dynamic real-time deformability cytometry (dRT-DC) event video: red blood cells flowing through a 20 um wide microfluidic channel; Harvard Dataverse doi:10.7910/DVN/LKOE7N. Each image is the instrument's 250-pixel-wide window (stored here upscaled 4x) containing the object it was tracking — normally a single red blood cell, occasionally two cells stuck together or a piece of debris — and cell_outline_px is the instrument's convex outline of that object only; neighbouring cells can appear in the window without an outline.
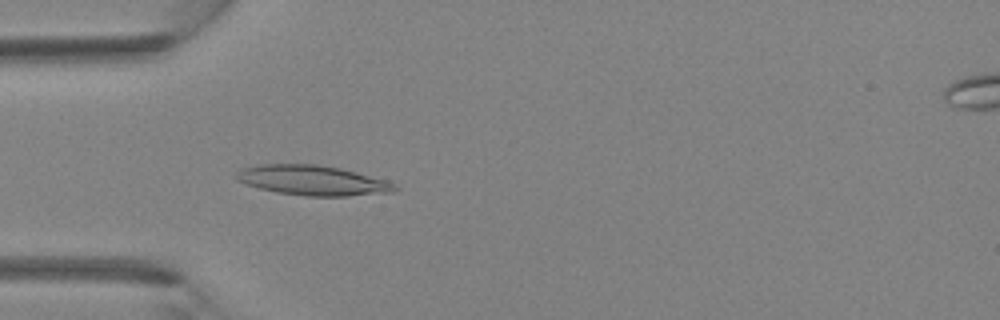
{"species": "Egyptian fruit bat (a non-hibernating species)", "species_latin": "Rousettus aegyptiacus", "temperature_condition": "room temperature", "stored_images_in_passage": 40, "camera_frame_rate_fps": 3000, "um_per_image_px": 0.085, "animal": {"sex": "female"}, "frame": {"image": 1, "passage_image": 12, "time_ms": 3.667, "image_size_px": [1000, 320], "cell_outline_px": [[400, 188], [396, 192], [348, 196], [308, 196], [276, 192], [244, 184], [236, 180], [236, 172], [240, 168], [260, 164], [316, 164], [340, 168], [388, 180], [396, 184]], "centroid_in_image_um": [26.6, 15.33], "position_along_channel_um": 58.4, "area_um2": 27.98}}
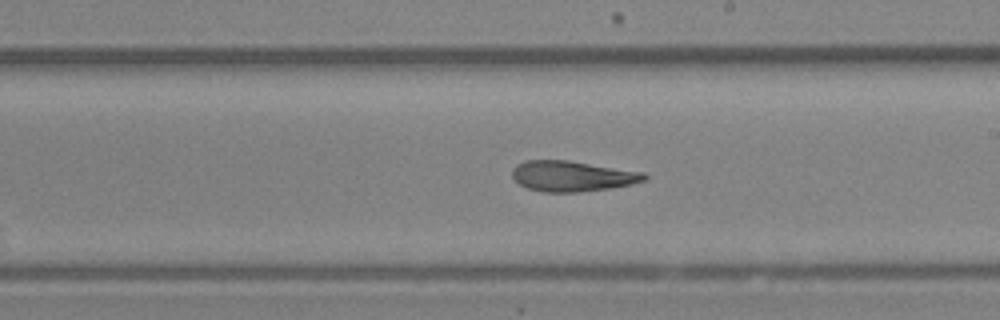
{"frame": {"image": 2, "passage_image": 23, "time_ms": 7.333, "image_size_px": [1000, 320], "cell_outline_px": [[648, 180], [632, 184], [612, 188], [580, 192], [544, 192], [528, 188], [520, 184], [512, 176], [512, 168], [516, 164], [524, 160], [568, 160], [644, 172], [648, 176]], "centroid_in_image_um": [48.66, 14.97], "position_along_channel_um": 240.3, "area_um2": 23.7}}
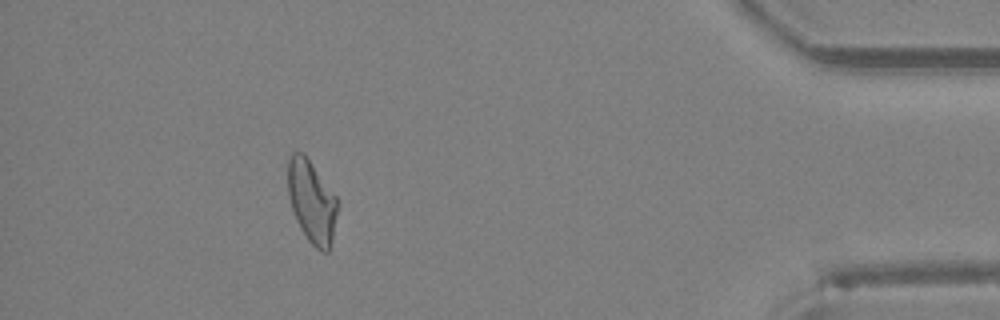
{"frame": {"image": 3, "passage_image": 36, "time_ms": 11.667, "image_size_px": [1000, 320], "cell_outline_px": [[340, 204], [332, 240], [328, 252], [320, 252], [308, 240], [300, 228], [296, 220], [288, 196], [288, 156], [292, 152], [304, 152], [336, 196]], "centroid_in_image_um": [26.51, 17.13], "position_along_channel_um": 408.7, "area_um2": 24.22}}